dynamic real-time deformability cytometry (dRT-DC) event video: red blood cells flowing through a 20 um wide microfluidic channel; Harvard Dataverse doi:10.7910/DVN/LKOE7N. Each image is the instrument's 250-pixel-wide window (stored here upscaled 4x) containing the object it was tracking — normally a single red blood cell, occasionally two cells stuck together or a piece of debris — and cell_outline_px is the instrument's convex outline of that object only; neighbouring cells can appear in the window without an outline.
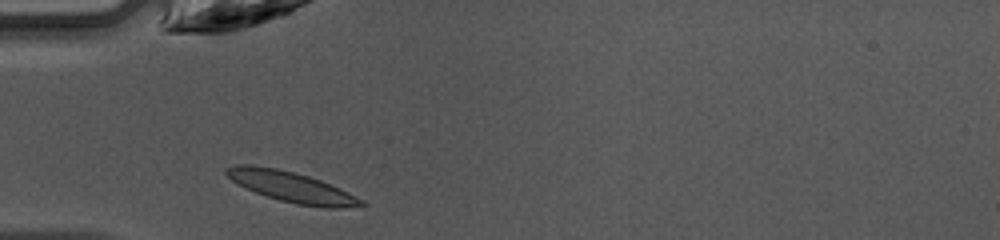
{"species": "common noctule bat (a hibernating species)", "species_latin": "Nyctalus noctula", "temperature_condition": "warm", "stored_images_in_passage": 34, "camera_frame_rate_fps": 3000, "um_per_image_px": 0.085, "animal": {"sex": "female", "body_mass_g": 10.0, "forearm_length_mm": 53.1}, "frame": {"image": 1, "passage_image": 1, "time_ms": 0.0, "image_size_px": [1000, 240], "cell_outline_px": [[368, 204], [336, 208], [324, 208], [296, 204], [280, 200], [244, 188], [236, 184], [224, 172], [224, 168], [236, 164], [252, 164], [276, 168], [308, 176], [320, 180], [340, 188], [364, 200]], "centroid_in_image_um": [24.74, 15.88], "position_along_channel_um": 60.3, "area_um2": 23.93}}
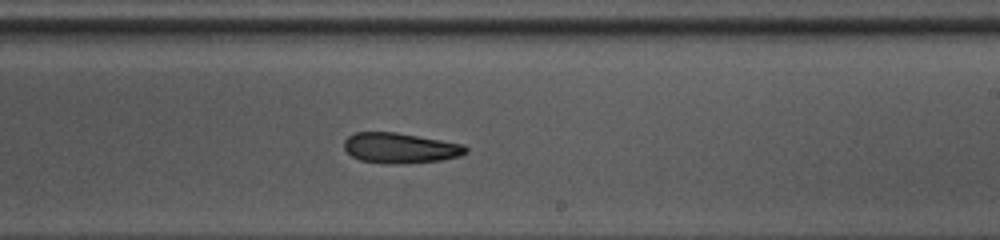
{"frame": {"image": 2, "passage_image": 15, "time_ms": 4.667, "image_size_px": [1000, 240], "cell_outline_px": [[468, 152], [460, 156], [440, 160], [404, 164], [392, 164], [360, 160], [352, 156], [344, 148], [344, 140], [348, 136], [356, 132], [396, 132], [464, 144], [468, 148]], "centroid_in_image_um": [34.03, 12.58], "position_along_channel_um": 255.0, "area_um2": 21.56}}
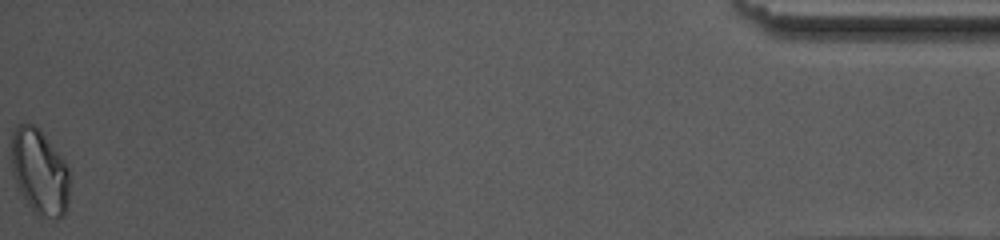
{"frame": {"image": 3, "passage_image": 34, "time_ms": 11.0, "image_size_px": [1000, 240], "cell_outline_px": [[68, 204], [64, 216], [56, 220], [40, 216], [28, 204], [20, 192], [12, 172], [12, 132], [24, 120], [28, 120], [44, 136], [64, 160], [68, 168]], "centroid_in_image_um": [3.36, 14.62], "position_along_channel_um": 431.8, "area_um2": 28.73}}